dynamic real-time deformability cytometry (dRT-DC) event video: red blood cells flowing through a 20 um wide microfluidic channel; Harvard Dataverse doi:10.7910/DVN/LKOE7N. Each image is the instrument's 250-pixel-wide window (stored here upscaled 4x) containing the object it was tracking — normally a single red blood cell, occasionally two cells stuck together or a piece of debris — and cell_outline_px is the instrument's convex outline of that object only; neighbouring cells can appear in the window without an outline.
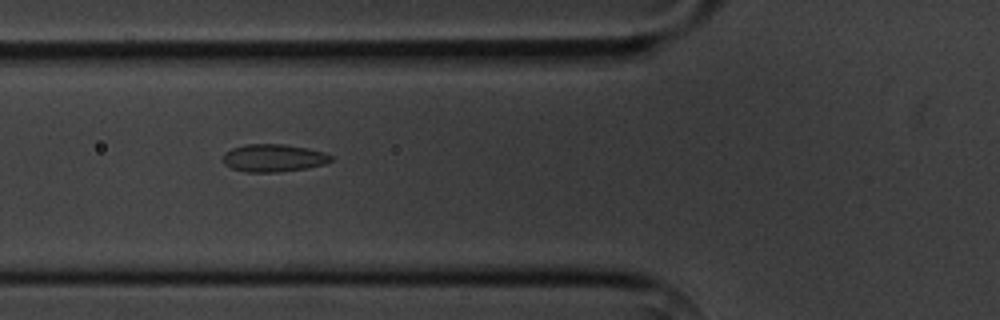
{"species": "common noctule bat (a hibernating species)", "species_latin": "Nyctalus noctula", "temperature_condition": "cold", "stored_images_in_passage": 11, "camera_frame_rate_fps": 3000, "um_per_image_px": 0.085, "animal": {"sex": "male", "body_mass_g": 20.1, "forearm_length_mm": 53.5}, "frame": {"image": 1, "passage_image": 2, "time_ms": 2.0, "image_size_px": [1000, 320], "cell_outline_px": [[332, 160], [324, 164], [308, 168], [276, 172], [244, 172], [232, 168], [224, 164], [224, 152], [232, 148], [244, 144], [284, 144], [308, 148], [324, 152], [332, 156]], "centroid_in_image_um": [23.24, 13.42], "position_along_channel_um": 102.6, "area_um2": 17.46}}
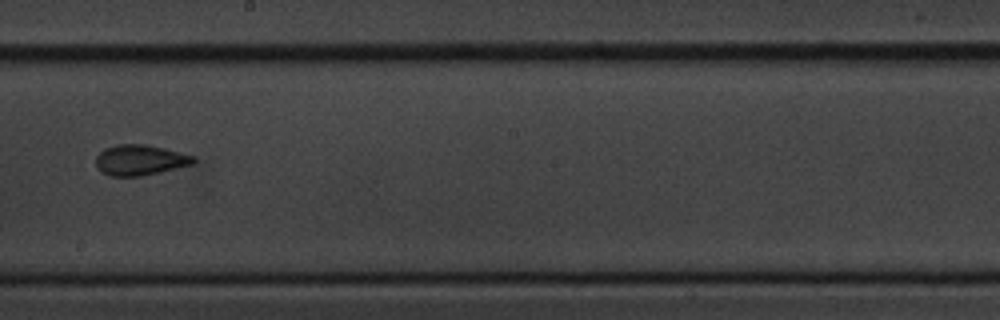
{"frame": {"image": 2, "passage_image": 5, "time_ms": 5.667, "image_size_px": [1000, 320], "cell_outline_px": [[196, 160], [192, 164], [160, 172], [140, 176], [112, 176], [100, 172], [96, 164], [96, 156], [104, 148], [116, 144], [144, 144], [164, 148], [196, 156]], "centroid_in_image_um": [11.89, 13.6], "position_along_channel_um": 236.3, "area_um2": 17.4}}
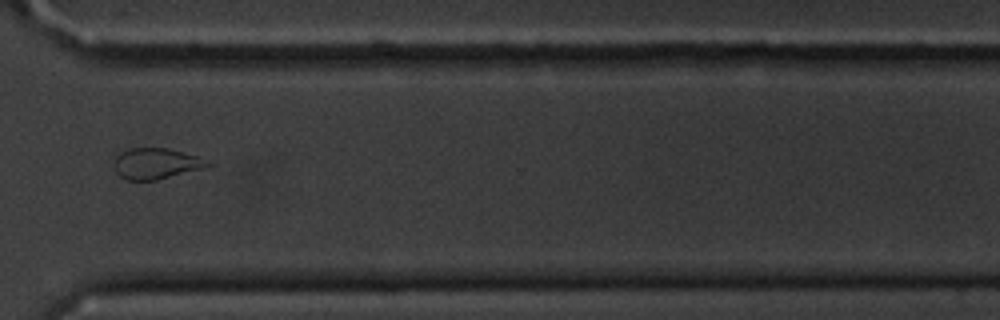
{"frame": {"image": 3, "passage_image": 8, "time_ms": 9.0, "image_size_px": [1000, 320], "cell_outline_px": [[212, 164], [200, 168], [156, 180], [124, 180], [116, 172], [116, 156], [120, 152], [128, 148], [168, 148], [196, 156]], "centroid_in_image_um": [13.19, 13.9], "position_along_channel_um": 357.4, "area_um2": 16.36}, "authors_computed_cell_mechanics": {"area_um2": 17.3978, "velocity_mm_per_s": 3.6384, "shape_relaxation_time_tau1_ms": null, "shape_relaxation_time_tau2_ms": 4.1227, "deformation_change_tau1": null, "deformation_change_tau2": 0.0648}}